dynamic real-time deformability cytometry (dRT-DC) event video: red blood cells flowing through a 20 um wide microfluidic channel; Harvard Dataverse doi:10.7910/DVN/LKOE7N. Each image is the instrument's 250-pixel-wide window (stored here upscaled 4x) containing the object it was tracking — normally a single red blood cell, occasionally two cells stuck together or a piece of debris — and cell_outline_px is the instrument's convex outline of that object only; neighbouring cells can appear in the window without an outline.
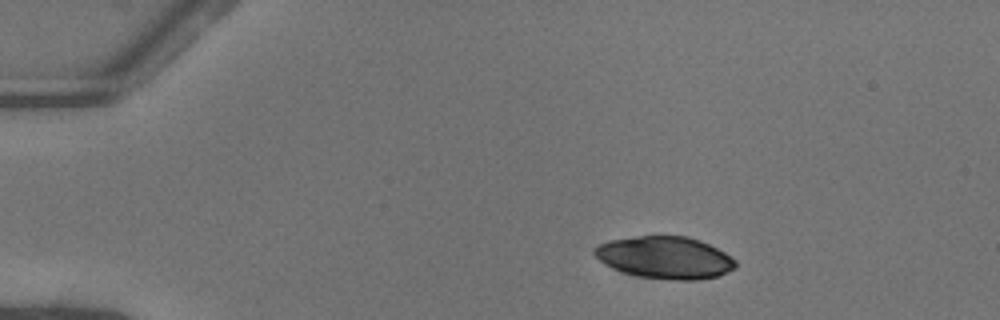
{"species": "common noctule bat (a hibernating species)", "species_latin": "Nyctalus noctula", "temperature_condition": "warm", "stored_images_in_passage": 10, "camera_frame_rate_fps": 3000, "um_per_image_px": 0.085, "animal": {"sex": "female"}, "frame": {"image": 1, "passage_image": 1, "time_ms": 0.0, "image_size_px": [1000, 320], "cell_outline_px": [[736, 268], [716, 276], [696, 280], [676, 280], [640, 276], [624, 272], [612, 268], [604, 264], [592, 252], [592, 248], [596, 244], [608, 240], [640, 236], [688, 236], [700, 240], [732, 256], [736, 260]], "centroid_in_image_um": [56.5, 21.88], "position_along_channel_um": 28.5, "area_um2": 34.68}}